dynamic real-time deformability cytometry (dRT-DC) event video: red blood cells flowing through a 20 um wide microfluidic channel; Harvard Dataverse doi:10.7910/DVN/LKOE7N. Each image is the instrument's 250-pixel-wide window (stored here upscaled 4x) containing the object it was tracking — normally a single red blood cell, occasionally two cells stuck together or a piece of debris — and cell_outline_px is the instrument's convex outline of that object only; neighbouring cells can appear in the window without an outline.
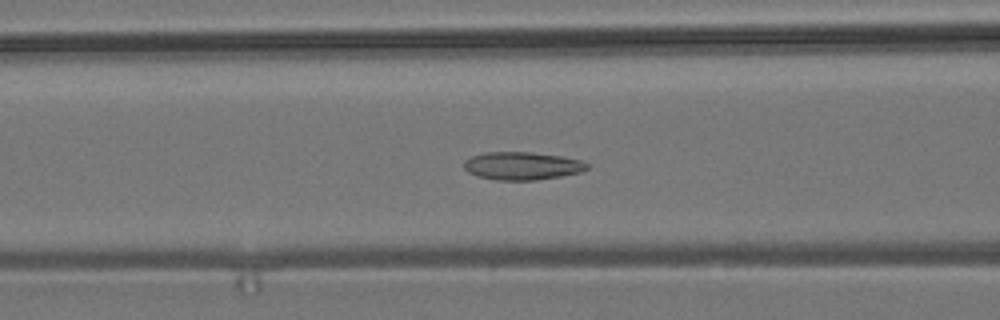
{"species": "common noctule bat (a hibernating species)", "species_latin": "Nyctalus noctula", "temperature_condition": "room temperature", "stored_images_in_passage": 55, "camera_frame_rate_fps": 3000, "um_per_image_px": 0.085, "animal": {"sex": "male", "body_mass_g": 19.2, "forearm_length_mm": 51.8}, "frame": {"image": 1, "passage_image": 21, "time_ms": 6.667, "image_size_px": [1000, 320], "cell_outline_px": [[588, 168], [580, 172], [560, 176], [536, 180], [496, 180], [476, 176], [468, 172], [464, 168], [464, 160], [472, 156], [488, 152], [528, 152], [560, 156], [580, 160], [588, 164]], "centroid_in_image_um": [44.35, 14.1], "position_along_channel_um": 122.3, "area_um2": 19.88}}
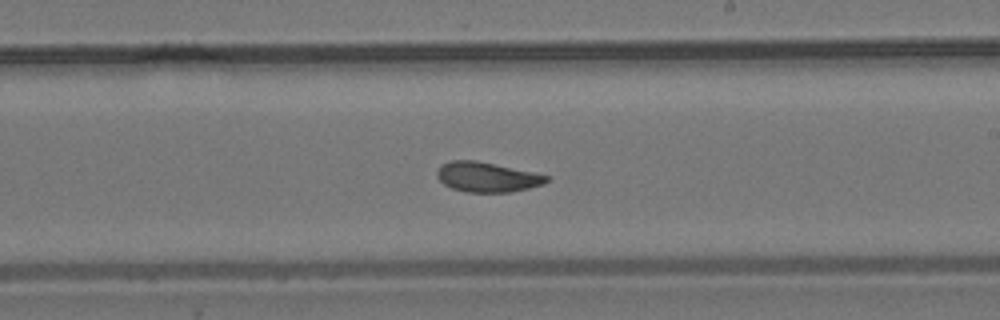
{"frame": {"image": 2, "passage_image": 31, "time_ms": 10.0, "image_size_px": [1000, 320], "cell_outline_px": [[548, 180], [544, 184], [528, 188], [508, 192], [464, 192], [452, 188], [444, 184], [436, 176], [436, 172], [440, 164], [452, 160], [476, 160], [532, 172], [548, 176]], "centroid_in_image_um": [41.34, 15.04], "position_along_channel_um": 247.7, "area_um2": 18.96}}
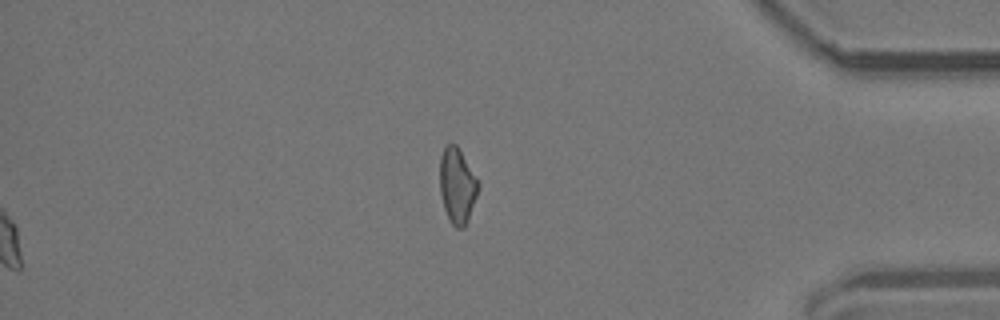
{"frame": {"image": 3, "passage_image": 55, "time_ms": 18.0, "image_size_px": [1000, 320], "cell_outline_px": [[480, 184], [468, 220], [464, 228], [456, 228], [448, 220], [444, 208], [440, 192], [440, 156], [444, 148], [448, 144], [456, 144], [480, 180]], "centroid_in_image_um": [38.87, 15.78], "position_along_channel_um": 396.3, "area_um2": 17.05}, "authors_computed_cell_mechanics": {"area_um2": 19.652, "velocity_mm_per_s": 3.7597, "shape_relaxation_time_tau1_ms": 7.2749, "shape_relaxation_time_tau2_ms": 1.784, "deformation_change_tau1": 0.1481, "deformation_change_tau2": 0.0661}}